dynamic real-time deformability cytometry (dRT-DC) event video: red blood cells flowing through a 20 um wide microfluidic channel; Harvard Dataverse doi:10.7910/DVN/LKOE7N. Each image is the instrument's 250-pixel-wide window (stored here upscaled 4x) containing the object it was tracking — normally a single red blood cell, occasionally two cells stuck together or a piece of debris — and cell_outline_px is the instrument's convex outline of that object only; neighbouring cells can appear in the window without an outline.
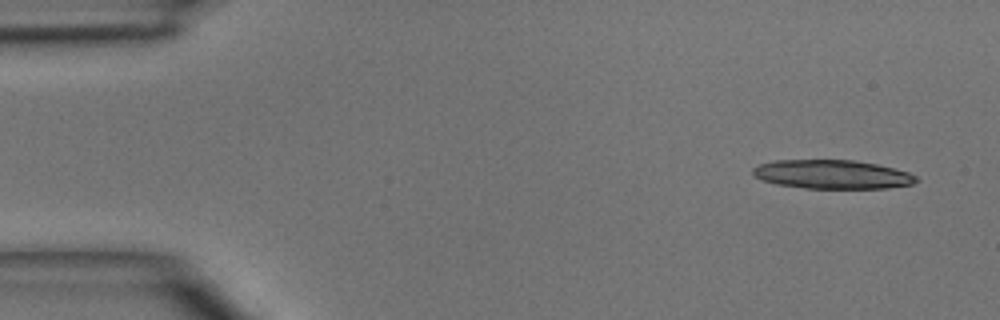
{"species": "common noctule bat (a hibernating species)", "species_latin": "Nyctalus noctula", "temperature_condition": "room temperature", "stored_images_in_passage": 6, "camera_frame_rate_fps": 3000, "um_per_image_px": 0.085, "animal": {"sex": "male", "body_mass_g": 15.6}, "frame": {"image": 1, "passage_image": 1, "time_ms": 0.0, "image_size_px": [1000, 320], "cell_outline_px": [[920, 180], [912, 184], [888, 188], [804, 188], [776, 184], [760, 180], [752, 176], [752, 168], [760, 164], [776, 160], [852, 160], [876, 164], [908, 172], [916, 176]], "centroid_in_image_um": [70.7, 14.82], "position_along_channel_um": 14.3, "area_um2": 27.51}}